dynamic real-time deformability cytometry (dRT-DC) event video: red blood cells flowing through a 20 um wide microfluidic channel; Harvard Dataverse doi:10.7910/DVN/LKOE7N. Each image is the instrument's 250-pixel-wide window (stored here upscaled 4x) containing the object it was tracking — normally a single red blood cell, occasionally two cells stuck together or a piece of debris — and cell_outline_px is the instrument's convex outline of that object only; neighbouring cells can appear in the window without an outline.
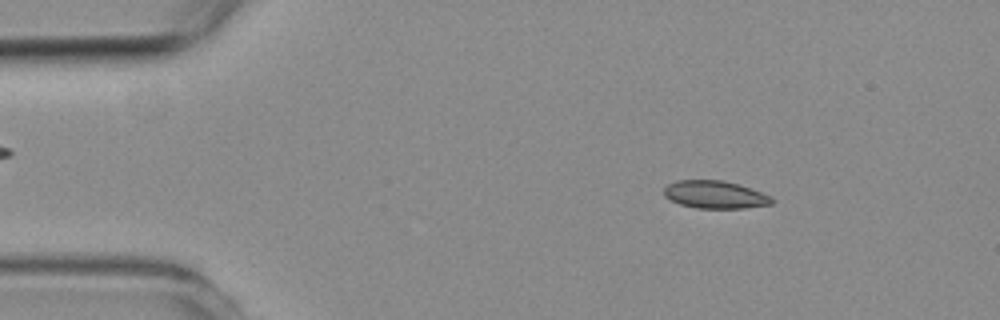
{"species": "common noctule bat (a hibernating species)", "species_latin": "Nyctalus noctula", "temperature_condition": "room temperature", "stored_images_in_passage": 3, "camera_frame_rate_fps": 3000, "um_per_image_px": 0.085, "animal": {"sex": "female", "body_mass_g": 19.3, "forearm_length_mm": 54.1}, "frame": {"image": 1, "passage_image": 1, "time_ms": 0.0, "image_size_px": [1000, 320], "cell_outline_px": [[772, 204], [744, 208], [696, 208], [680, 204], [664, 196], [664, 188], [668, 184], [676, 180], [724, 180], [740, 184], [772, 196]], "centroid_in_image_um": [60.78, 16.53], "position_along_channel_um": 24.2, "area_um2": 17.46}}
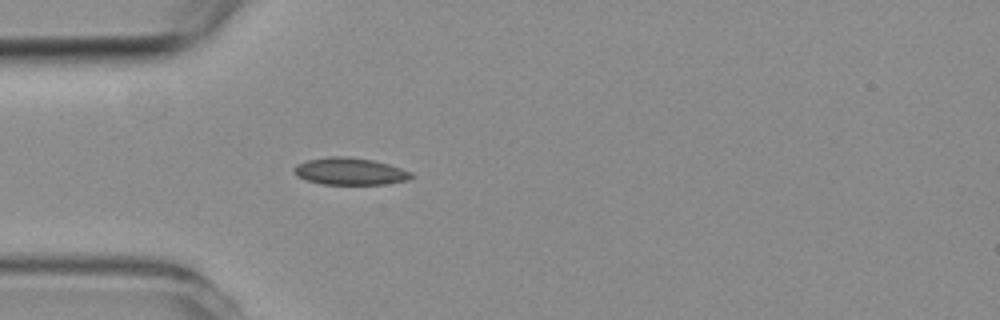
{"frame": {"image": 2, "passage_image": 3, "time_ms": 2.333, "image_size_px": [1000, 320], "cell_outline_px": [[412, 176], [408, 180], [384, 184], [320, 184], [296, 176], [292, 172], [292, 168], [296, 164], [308, 160], [328, 156], [348, 156], [372, 160], [388, 164], [412, 172]], "centroid_in_image_um": [29.69, 14.56], "position_along_channel_um": 55.3, "area_um2": 18.55}}